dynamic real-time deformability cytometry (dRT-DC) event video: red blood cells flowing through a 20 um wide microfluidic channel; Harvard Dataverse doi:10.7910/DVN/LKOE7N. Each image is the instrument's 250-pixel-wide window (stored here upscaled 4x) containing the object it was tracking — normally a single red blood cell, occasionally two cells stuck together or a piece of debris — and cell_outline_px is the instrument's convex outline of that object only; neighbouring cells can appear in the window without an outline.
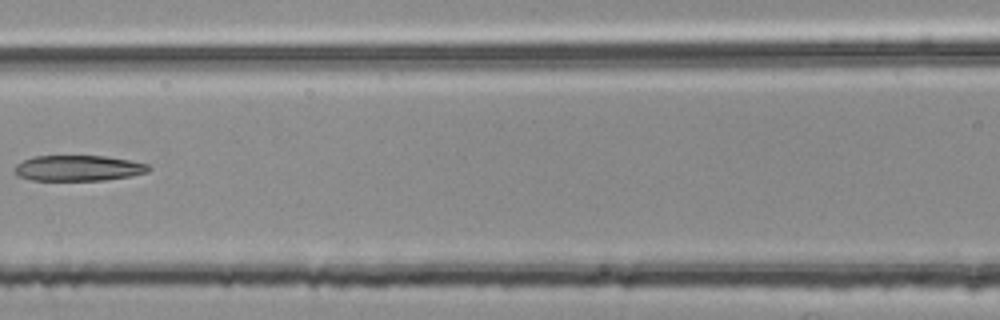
{"species": "common noctule bat (a hibernating species)", "species_latin": "Nyctalus noctula", "temperature_condition": "room temperature", "stored_images_in_passage": 5, "camera_frame_rate_fps": 3000, "um_per_image_px": 0.085, "animal": {"sex": "female", "body_mass_g": 25.1}, "frame": {"image": 1, "passage_image": 5, "time_ms": 1.333, "image_size_px": [1000, 320], "cell_outline_px": [[152, 168], [148, 172], [132, 176], [104, 180], [32, 180], [20, 176], [16, 172], [16, 164], [32, 156], [104, 156], [128, 160], [148, 164]], "centroid_in_image_um": [6.7, 14.29], "position_along_channel_um": 159.9, "area_um2": 19.88}}